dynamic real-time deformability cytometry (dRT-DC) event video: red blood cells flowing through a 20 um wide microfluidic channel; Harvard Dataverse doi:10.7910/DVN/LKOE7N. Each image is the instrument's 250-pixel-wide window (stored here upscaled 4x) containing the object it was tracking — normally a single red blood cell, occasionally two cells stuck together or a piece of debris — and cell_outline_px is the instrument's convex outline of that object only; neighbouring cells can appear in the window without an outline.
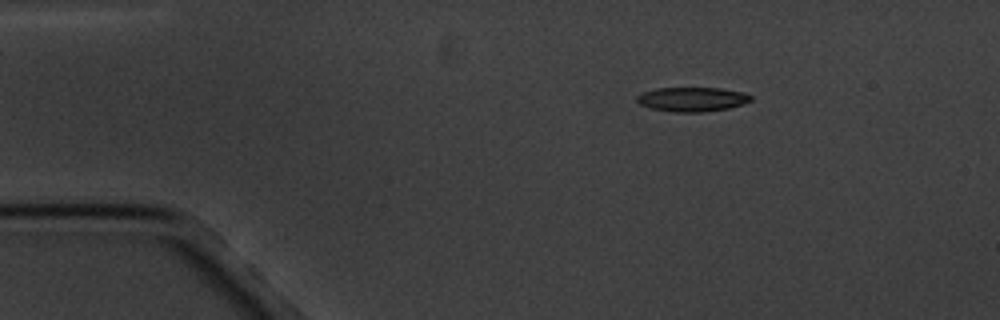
{"species": "common noctule bat (a hibernating species)", "species_latin": "Nyctalus noctula", "temperature_condition": "cold", "stored_images_in_passage": 5, "camera_frame_rate_fps": 3000, "um_per_image_px": 0.085, "animal": {"sex": "male", "body_mass_g": 20.1, "forearm_length_mm": 53.5}, "frame": {"image": 1, "passage_image": 1, "time_ms": 0.0, "image_size_px": [1000, 320], "cell_outline_px": [[752, 100], [744, 104], [728, 108], [704, 112], [672, 112], [652, 108], [640, 104], [636, 100], [636, 96], [644, 92], [656, 88], [720, 88], [744, 92], [752, 96]], "centroid_in_image_um": [58.86, 8.44], "position_along_channel_um": 26.1, "area_um2": 16.18}}
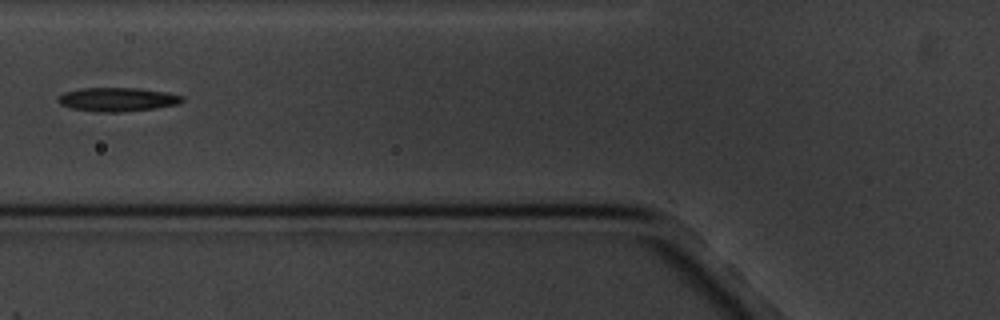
{"frame": {"image": 2, "passage_image": 4, "time_ms": 4.333, "image_size_px": [1000, 320], "cell_outline_px": [[184, 100], [180, 104], [156, 108], [124, 112], [96, 112], [72, 108], [60, 104], [56, 100], [56, 96], [64, 92], [84, 88], [140, 88], [168, 92], [180, 96]], "centroid_in_image_um": [9.97, 8.45], "position_along_channel_um": 115.8, "area_um2": 17.4}}
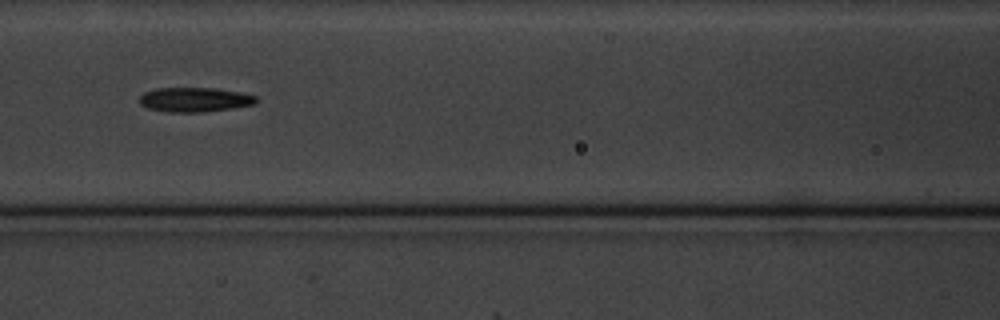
{"frame": {"image": 3, "passage_image": 5, "time_ms": 5.333, "image_size_px": [1000, 320], "cell_outline_px": [[256, 104], [232, 108], [204, 112], [168, 112], [148, 108], [140, 104], [140, 96], [144, 92], [156, 88], [216, 88], [240, 92], [256, 96]], "centroid_in_image_um": [16.54, 8.47], "position_along_channel_um": 150.1, "area_um2": 16.65}}